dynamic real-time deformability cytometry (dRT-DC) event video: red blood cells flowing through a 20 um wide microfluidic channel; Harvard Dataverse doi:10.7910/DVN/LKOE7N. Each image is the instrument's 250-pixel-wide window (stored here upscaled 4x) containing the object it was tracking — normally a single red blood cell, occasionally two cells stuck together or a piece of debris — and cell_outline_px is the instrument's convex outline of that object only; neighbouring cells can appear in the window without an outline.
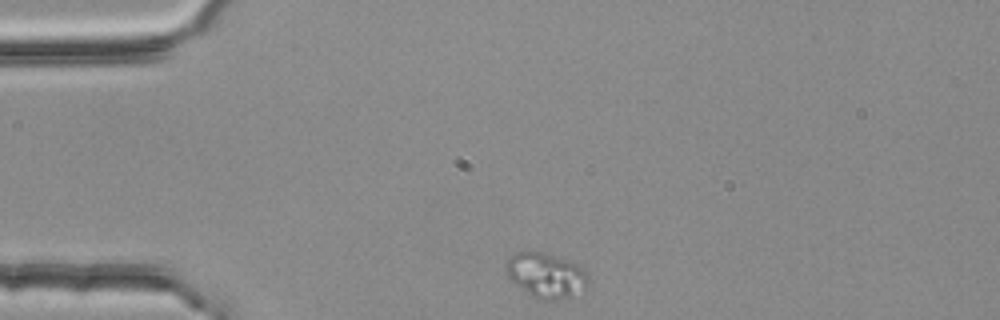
{"species": "common noctule bat (a hibernating species)", "species_latin": "Nyctalus noctula", "temperature_condition": "room temperature", "stored_images_in_passage": 38, "camera_frame_rate_fps": 3000, "um_per_image_px": 0.085, "animal": {"sex": "female", "body_mass_g": 25.1}, "frame": {"image": 1, "passage_image": 1, "time_ms": 0.0, "image_size_px": [1000, 320], "cell_outline_px": [[588, 284], [584, 296], [580, 300], [540, 300], [532, 296], [516, 284], [508, 276], [504, 268], [504, 264], [516, 252], [532, 248], [568, 260], [584, 268], [588, 276]], "centroid_in_image_um": [46.5, 23.43], "position_along_channel_um": 38.5, "area_um2": 22.77}}